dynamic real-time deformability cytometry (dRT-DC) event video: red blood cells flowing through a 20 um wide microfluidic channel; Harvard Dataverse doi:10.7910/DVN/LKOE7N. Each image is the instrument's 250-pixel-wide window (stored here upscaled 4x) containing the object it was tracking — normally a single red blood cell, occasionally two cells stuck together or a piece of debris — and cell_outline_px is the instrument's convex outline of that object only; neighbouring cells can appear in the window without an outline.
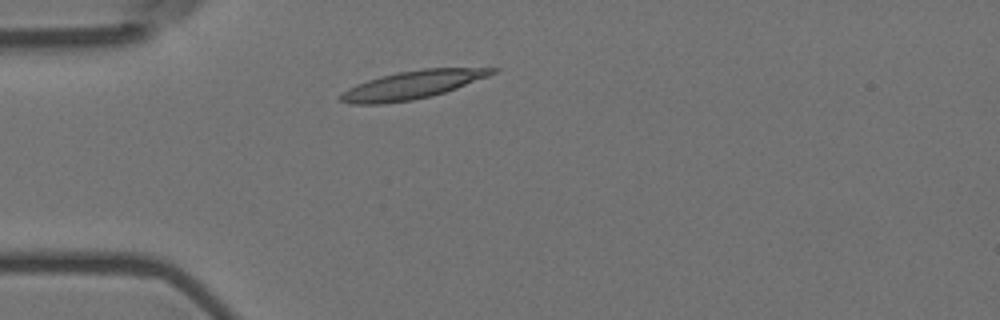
{"species": "Egyptian fruit bat (a non-hibernating species)", "species_latin": "Rousettus aegyptiacus", "temperature_condition": "room temperature", "stored_images_in_passage": 37, "camera_frame_rate_fps": 3000, "um_per_image_px": 0.085, "animal": {"sex": "female"}, "frame": {"image": 1, "passage_image": 1, "time_ms": 0.0, "image_size_px": [1000, 320], "cell_outline_px": [[500, 68], [496, 72], [488, 76], [456, 88], [432, 96], [412, 100], [384, 104], [352, 104], [340, 100], [340, 92], [356, 84], [380, 76], [396, 72], [424, 68]], "centroid_in_image_um": [35.01, 7.22], "position_along_channel_um": 50.0, "area_um2": 24.8}}
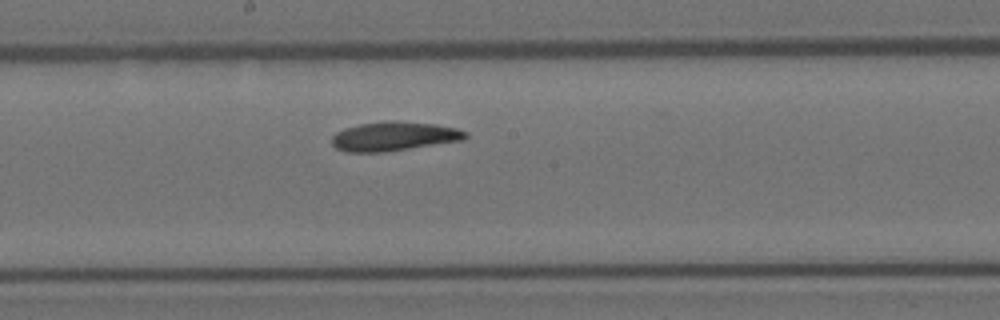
{"frame": {"image": 2, "passage_image": 16, "time_ms": 5.0, "image_size_px": [1000, 320], "cell_outline_px": [[468, 136], [464, 140], [384, 152], [344, 152], [336, 148], [332, 144], [332, 136], [336, 132], [344, 128], [360, 124], [388, 120], [396, 120], [436, 124], [456, 128], [468, 132]], "centroid_in_image_um": [33.49, 11.58], "position_along_channel_um": 214.7, "area_um2": 22.89}}
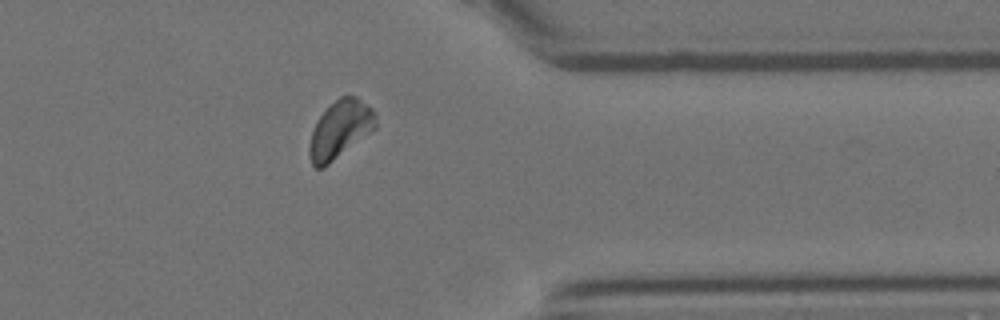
{"frame": {"image": 3, "passage_image": 31, "time_ms": 10.0, "image_size_px": [1000, 320], "cell_outline_px": [[376, 128], [324, 168], [316, 168], [312, 164], [308, 156], [308, 148], [312, 132], [316, 120], [340, 96], [356, 96], [372, 108], [376, 112]], "centroid_in_image_um": [28.9, 11.02], "position_along_channel_um": 382.5, "area_um2": 22.25}}